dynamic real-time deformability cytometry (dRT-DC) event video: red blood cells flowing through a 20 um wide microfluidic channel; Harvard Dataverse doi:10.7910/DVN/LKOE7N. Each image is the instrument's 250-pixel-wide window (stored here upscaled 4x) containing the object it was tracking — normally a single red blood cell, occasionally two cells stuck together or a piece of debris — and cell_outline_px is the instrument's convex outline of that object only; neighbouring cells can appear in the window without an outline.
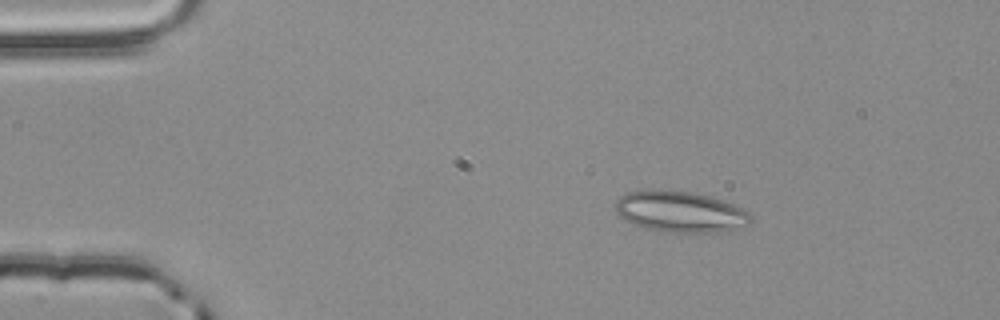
{"species": "common noctule bat (a hibernating species)", "species_latin": "Nyctalus noctula", "temperature_condition": "room temperature", "stored_images_in_passage": 3, "camera_frame_rate_fps": 3000, "um_per_image_px": 0.085, "animal": {"sex": "male", "body_mass_g": 20.4}, "frame": {"image": 1, "passage_image": 1, "time_ms": 0.0, "image_size_px": [1000, 320], "cell_outline_px": [[752, 220], [748, 224], [716, 232], [660, 232], [644, 228], [632, 224], [624, 220], [612, 208], [616, 200], [620, 196], [628, 192], [652, 188], [692, 192], [712, 196], [732, 204], [748, 212], [752, 216]], "centroid_in_image_um": [57.72, 17.97], "position_along_channel_um": 27.3, "area_um2": 32.71}}